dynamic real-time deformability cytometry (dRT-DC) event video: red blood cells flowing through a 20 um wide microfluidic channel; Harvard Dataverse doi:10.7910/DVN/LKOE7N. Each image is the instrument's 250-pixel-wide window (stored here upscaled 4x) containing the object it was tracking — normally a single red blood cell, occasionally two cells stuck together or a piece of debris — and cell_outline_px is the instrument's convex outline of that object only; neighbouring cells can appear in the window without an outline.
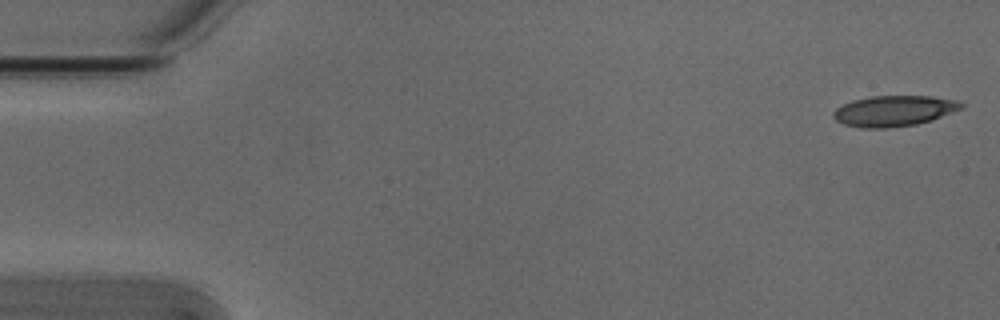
{"species": "Egyptian fruit bat (a non-hibernating species)", "species_latin": "Rousettus aegyptiacus", "temperature_condition": "cold", "stored_images_in_passage": 52, "camera_frame_rate_fps": 3000, "um_per_image_px": 0.085, "animal": {"sex": "male"}, "frame": {"image": 1, "passage_image": 1, "time_ms": 0.0, "image_size_px": [1000, 320], "cell_outline_px": [[964, 108], [932, 120], [916, 124], [888, 128], [860, 128], [844, 124], [836, 120], [832, 116], [832, 112], [836, 108], [852, 100], [872, 96], [932, 96], [956, 100], [964, 104]], "centroid_in_image_um": [75.99, 9.43], "position_along_channel_um": 9.0, "area_um2": 23.0}}
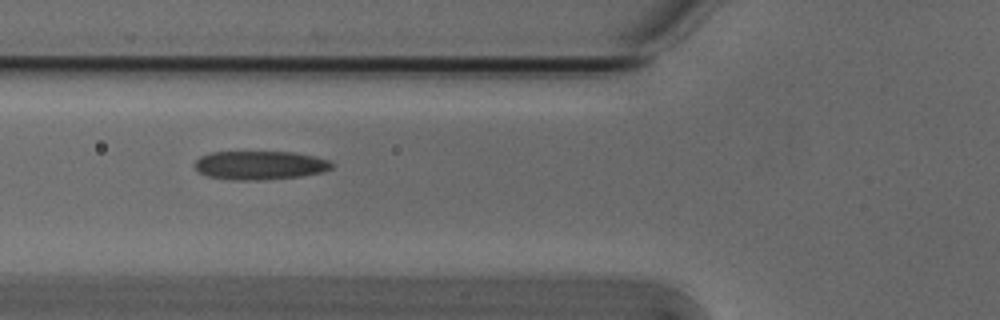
{"frame": {"image": 2, "passage_image": 19, "time_ms": 6.0, "image_size_px": [1000, 320], "cell_outline_px": [[336, 164], [332, 168], [324, 172], [300, 176], [264, 180], [232, 180], [208, 176], [200, 172], [192, 164], [200, 156], [212, 152], [296, 152], [332, 160]], "centroid_in_image_um": [22.15, 14.04], "position_along_channel_um": 103.7, "area_um2": 23.24}}
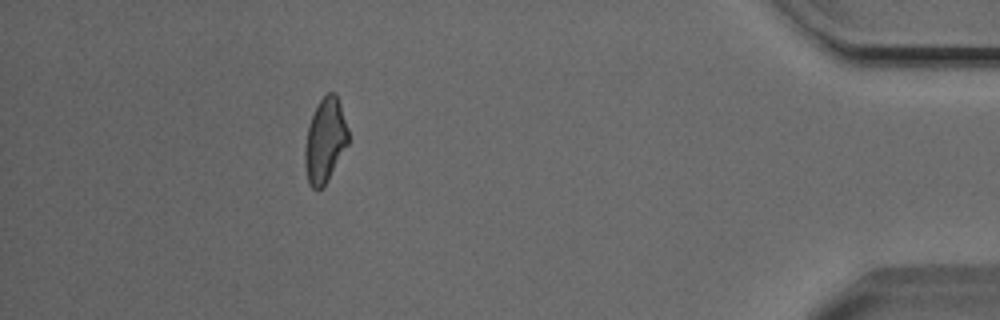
{"frame": {"image": 3, "passage_image": 47, "time_ms": 15.333, "image_size_px": [1000, 320], "cell_outline_px": [[348, 144], [324, 184], [316, 192], [308, 184], [304, 164], [304, 148], [308, 124], [320, 100], [328, 92], [336, 92], [348, 128]], "centroid_in_image_um": [27.61, 11.94], "position_along_channel_um": 407.6, "area_um2": 21.15}, "authors_computed_cell_mechanics": {"area_um2": 23.0044, "velocity_mm_per_s": 3.8532, "shape_relaxation_time_tau1_ms": 7.0591, "shape_relaxation_time_tau2_ms": 3.7885, "deformation_change_tau1": 0.1639, "deformation_change_tau2": 0.1284}}